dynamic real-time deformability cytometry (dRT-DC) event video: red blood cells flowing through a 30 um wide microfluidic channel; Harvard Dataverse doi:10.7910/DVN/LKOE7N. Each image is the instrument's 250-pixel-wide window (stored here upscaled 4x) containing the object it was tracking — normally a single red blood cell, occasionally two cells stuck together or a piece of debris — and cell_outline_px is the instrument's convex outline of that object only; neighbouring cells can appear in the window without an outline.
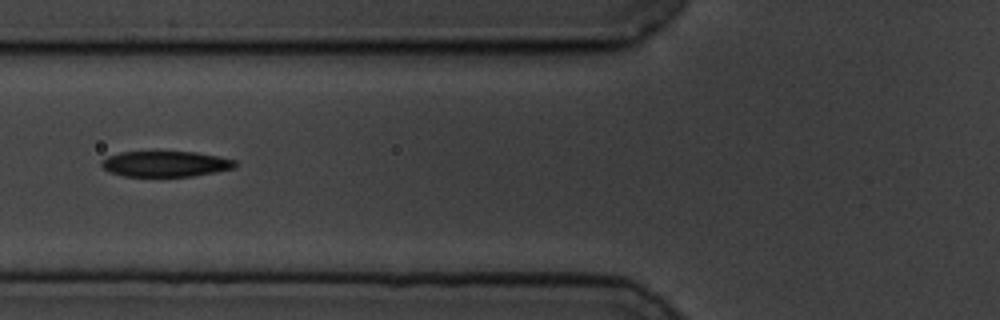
{"species": "common noctule bat (a hibernating species)", "species_latin": "Nyctalus noctula", "temperature_condition": "cold", "stored_images_in_passage": 56, "camera_frame_rate_fps": 3000, "um_per_image_px": 0.085, "animal": {"sex": "male", "body_mass_g": 19.5, "forearm_length_mm": 54.6}, "frame": {"image": 1, "passage_image": 22, "time_ms": 7.0, "image_size_px": [1000, 320], "cell_outline_px": [[236, 168], [216, 172], [192, 176], [124, 176], [112, 172], [104, 168], [100, 164], [100, 160], [108, 156], [120, 152], [196, 152], [236, 160]], "centroid_in_image_um": [14.08, 13.93], "position_along_channel_um": 111.7, "area_um2": 19.88}}
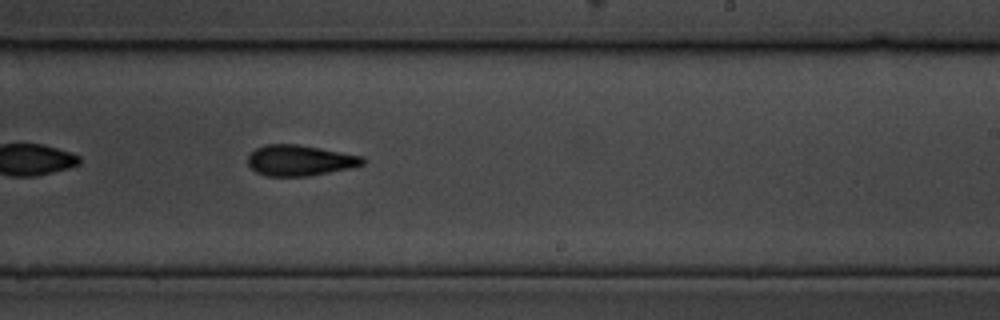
{"frame": {"image": 2, "passage_image": 35, "time_ms": 11.333, "image_size_px": [1000, 320], "cell_outline_px": [[364, 164], [352, 168], [308, 176], [264, 176], [256, 172], [248, 164], [248, 156], [256, 148], [264, 144], [296, 144], [320, 148], [364, 156]], "centroid_in_image_um": [25.49, 13.63], "position_along_channel_um": 263.5, "area_um2": 20.63}}
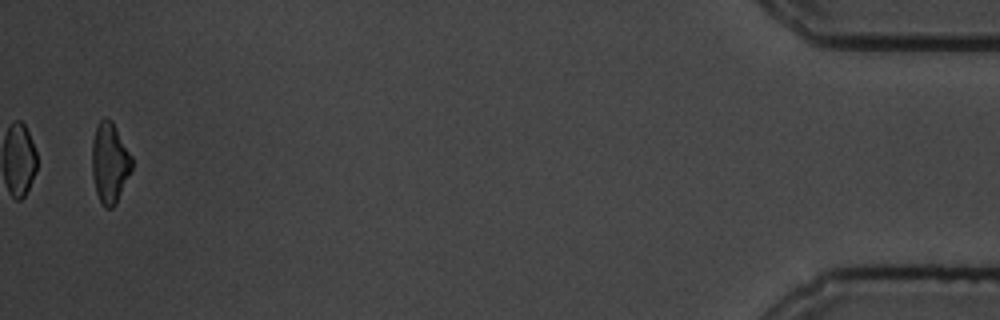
{"frame": {"image": 3, "passage_image": 56, "time_ms": 18.333, "image_size_px": [1000, 320], "cell_outline_px": [[132, 168], [116, 204], [112, 208], [104, 208], [96, 192], [92, 176], [92, 140], [96, 124], [104, 116], [112, 120], [132, 156]], "centroid_in_image_um": [9.31, 13.81], "position_along_channel_um": 425.9, "area_um2": 18.84}, "authors_computed_cell_mechanics": {"area_um2": 20.8369, "velocity_mm_per_s": 3.5033, "shape_relaxation_time_tau1_ms": 3.6497, "shape_relaxation_time_tau2_ms": 5.1386, "deformation_change_tau1": 0.1359, "deformation_change_tau2": 0.1492}}